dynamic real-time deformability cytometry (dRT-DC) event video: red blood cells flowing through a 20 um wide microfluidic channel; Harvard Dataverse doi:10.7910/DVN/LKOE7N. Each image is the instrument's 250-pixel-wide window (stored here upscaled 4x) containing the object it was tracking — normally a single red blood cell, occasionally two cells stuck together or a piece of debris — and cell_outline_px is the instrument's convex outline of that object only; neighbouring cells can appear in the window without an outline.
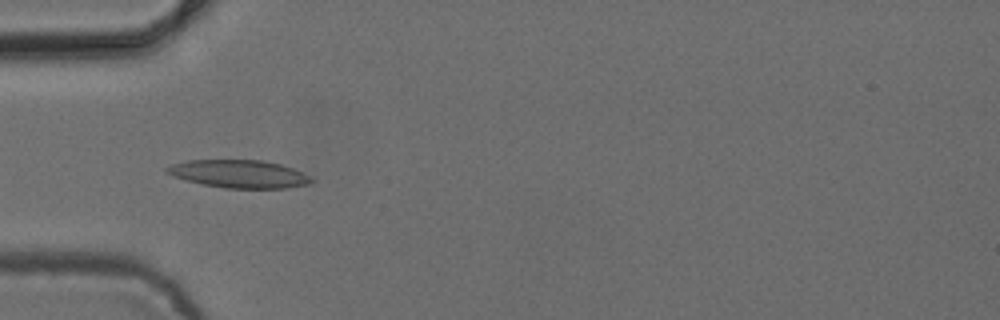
{"species": "common noctule bat (a hibernating species)", "species_latin": "Nyctalus noctula", "temperature_condition": "cold", "stored_images_in_passage": 53, "camera_frame_rate_fps": 3000, "um_per_image_px": 0.085, "animal": {"sex": "female", "body_mass_g": 24.6, "forearm_length_mm": 56.2}, "frame": {"image": 1, "passage_image": 17, "time_ms": 5.333, "image_size_px": [1000, 320], "cell_outline_px": [[316, 180], [308, 184], [284, 188], [224, 188], [184, 180], [172, 176], [164, 172], [164, 168], [172, 164], [188, 160], [260, 160], [280, 164], [292, 168], [312, 176]], "centroid_in_image_um": [20.31, 14.78], "position_along_channel_um": 64.7, "area_um2": 23.58}}
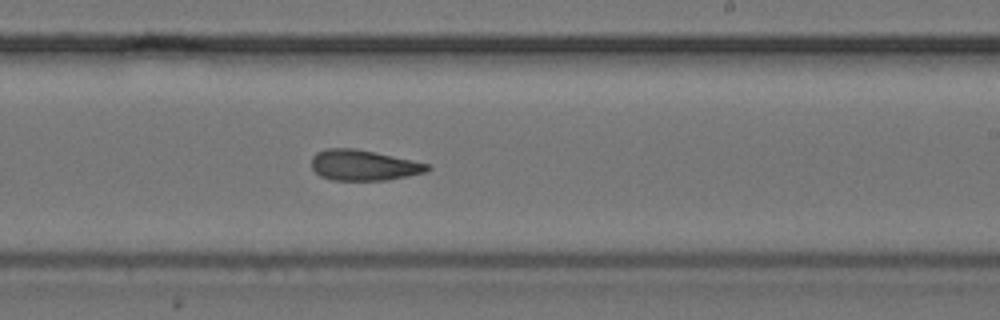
{"frame": {"image": 2, "passage_image": 32, "time_ms": 10.333, "image_size_px": [1000, 320], "cell_outline_px": [[432, 168], [428, 172], [388, 180], [332, 180], [320, 176], [312, 168], [312, 156], [316, 152], [328, 148], [356, 148], [428, 164]], "centroid_in_image_um": [30.9, 14.05], "position_along_channel_um": 258.1, "area_um2": 20.63}}
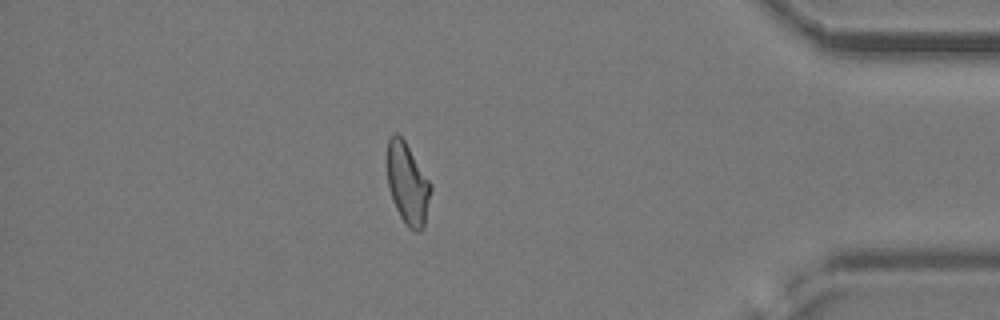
{"frame": {"image": 3, "passage_image": 46, "time_ms": 15.0, "image_size_px": [1000, 320], "cell_outline_px": [[432, 188], [424, 228], [420, 232], [412, 232], [404, 224], [392, 200], [388, 184], [388, 140], [396, 132], [404, 140], [432, 184]], "centroid_in_image_um": [34.67, 15.69], "position_along_channel_um": 400.5, "area_um2": 20.69}, "authors_computed_cell_mechanics": {"area_um2": 21.2704, "velocity_mm_per_s": 3.8848, "shape_relaxation_time_tau1_ms": null, "shape_relaxation_time_tau2_ms": 3.8327, "deformation_change_tau1": null, "deformation_change_tau2": 0.106}}